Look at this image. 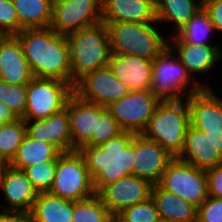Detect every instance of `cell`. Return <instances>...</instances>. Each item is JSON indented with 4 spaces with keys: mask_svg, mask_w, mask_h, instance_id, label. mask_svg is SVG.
<instances>
[{
    "mask_svg": "<svg viewBox=\"0 0 222 222\" xmlns=\"http://www.w3.org/2000/svg\"><path fill=\"white\" fill-rule=\"evenodd\" d=\"M22 29L47 28L52 18V0H12Z\"/></svg>",
    "mask_w": 222,
    "mask_h": 222,
    "instance_id": "83f0119b",
    "label": "cell"
},
{
    "mask_svg": "<svg viewBox=\"0 0 222 222\" xmlns=\"http://www.w3.org/2000/svg\"><path fill=\"white\" fill-rule=\"evenodd\" d=\"M114 217L95 194L81 201H73L72 222H113Z\"/></svg>",
    "mask_w": 222,
    "mask_h": 222,
    "instance_id": "f546056e",
    "label": "cell"
},
{
    "mask_svg": "<svg viewBox=\"0 0 222 222\" xmlns=\"http://www.w3.org/2000/svg\"><path fill=\"white\" fill-rule=\"evenodd\" d=\"M0 33L2 35L19 33V20L12 0H0Z\"/></svg>",
    "mask_w": 222,
    "mask_h": 222,
    "instance_id": "d590c367",
    "label": "cell"
},
{
    "mask_svg": "<svg viewBox=\"0 0 222 222\" xmlns=\"http://www.w3.org/2000/svg\"><path fill=\"white\" fill-rule=\"evenodd\" d=\"M56 165L57 158L53 161L35 164L24 170L38 193L49 192L55 178Z\"/></svg>",
    "mask_w": 222,
    "mask_h": 222,
    "instance_id": "836d02e7",
    "label": "cell"
},
{
    "mask_svg": "<svg viewBox=\"0 0 222 222\" xmlns=\"http://www.w3.org/2000/svg\"><path fill=\"white\" fill-rule=\"evenodd\" d=\"M66 38L69 44L73 87L85 74L108 65L111 50L105 23L82 28L68 34Z\"/></svg>",
    "mask_w": 222,
    "mask_h": 222,
    "instance_id": "3957f363",
    "label": "cell"
},
{
    "mask_svg": "<svg viewBox=\"0 0 222 222\" xmlns=\"http://www.w3.org/2000/svg\"><path fill=\"white\" fill-rule=\"evenodd\" d=\"M202 2V4L206 3L209 0H200Z\"/></svg>",
    "mask_w": 222,
    "mask_h": 222,
    "instance_id": "f6af8a7d",
    "label": "cell"
},
{
    "mask_svg": "<svg viewBox=\"0 0 222 222\" xmlns=\"http://www.w3.org/2000/svg\"><path fill=\"white\" fill-rule=\"evenodd\" d=\"M0 101L22 118L27 106V85H12L0 79Z\"/></svg>",
    "mask_w": 222,
    "mask_h": 222,
    "instance_id": "1f68e13d",
    "label": "cell"
},
{
    "mask_svg": "<svg viewBox=\"0 0 222 222\" xmlns=\"http://www.w3.org/2000/svg\"><path fill=\"white\" fill-rule=\"evenodd\" d=\"M73 91L86 101L108 107L126 96L130 90L112 74L107 65L85 74L74 84Z\"/></svg>",
    "mask_w": 222,
    "mask_h": 222,
    "instance_id": "7c38bea8",
    "label": "cell"
},
{
    "mask_svg": "<svg viewBox=\"0 0 222 222\" xmlns=\"http://www.w3.org/2000/svg\"><path fill=\"white\" fill-rule=\"evenodd\" d=\"M0 188L4 193L2 211L31 212L38 192L23 170L10 165L0 172ZM5 205V206H4Z\"/></svg>",
    "mask_w": 222,
    "mask_h": 222,
    "instance_id": "e0dca14e",
    "label": "cell"
},
{
    "mask_svg": "<svg viewBox=\"0 0 222 222\" xmlns=\"http://www.w3.org/2000/svg\"><path fill=\"white\" fill-rule=\"evenodd\" d=\"M157 23H171L176 34L202 7L200 0H155ZM176 31V32H175Z\"/></svg>",
    "mask_w": 222,
    "mask_h": 222,
    "instance_id": "d4e9b609",
    "label": "cell"
},
{
    "mask_svg": "<svg viewBox=\"0 0 222 222\" xmlns=\"http://www.w3.org/2000/svg\"><path fill=\"white\" fill-rule=\"evenodd\" d=\"M216 31L211 19L202 7L177 33L184 42L193 45H213L210 38ZM210 37V38H209Z\"/></svg>",
    "mask_w": 222,
    "mask_h": 222,
    "instance_id": "f1b7e54d",
    "label": "cell"
},
{
    "mask_svg": "<svg viewBox=\"0 0 222 222\" xmlns=\"http://www.w3.org/2000/svg\"><path fill=\"white\" fill-rule=\"evenodd\" d=\"M102 22V0H59L52 4L50 28L68 35Z\"/></svg>",
    "mask_w": 222,
    "mask_h": 222,
    "instance_id": "8fae6325",
    "label": "cell"
},
{
    "mask_svg": "<svg viewBox=\"0 0 222 222\" xmlns=\"http://www.w3.org/2000/svg\"><path fill=\"white\" fill-rule=\"evenodd\" d=\"M9 165V162L4 158V156L0 152V172Z\"/></svg>",
    "mask_w": 222,
    "mask_h": 222,
    "instance_id": "7bdbcfd3",
    "label": "cell"
},
{
    "mask_svg": "<svg viewBox=\"0 0 222 222\" xmlns=\"http://www.w3.org/2000/svg\"><path fill=\"white\" fill-rule=\"evenodd\" d=\"M215 31L222 32V0H209L203 4ZM222 34V33H221Z\"/></svg>",
    "mask_w": 222,
    "mask_h": 222,
    "instance_id": "f35d334b",
    "label": "cell"
},
{
    "mask_svg": "<svg viewBox=\"0 0 222 222\" xmlns=\"http://www.w3.org/2000/svg\"><path fill=\"white\" fill-rule=\"evenodd\" d=\"M176 158L203 170L222 163V155L215 149L211 138L191 123L187 128L183 149Z\"/></svg>",
    "mask_w": 222,
    "mask_h": 222,
    "instance_id": "7402d4cb",
    "label": "cell"
},
{
    "mask_svg": "<svg viewBox=\"0 0 222 222\" xmlns=\"http://www.w3.org/2000/svg\"><path fill=\"white\" fill-rule=\"evenodd\" d=\"M157 142L142 134L134 135V160L132 174L157 184L168 164L174 159Z\"/></svg>",
    "mask_w": 222,
    "mask_h": 222,
    "instance_id": "9a60e30c",
    "label": "cell"
},
{
    "mask_svg": "<svg viewBox=\"0 0 222 222\" xmlns=\"http://www.w3.org/2000/svg\"><path fill=\"white\" fill-rule=\"evenodd\" d=\"M26 135V123L22 118L0 125V152L10 162Z\"/></svg>",
    "mask_w": 222,
    "mask_h": 222,
    "instance_id": "4dcf8cb0",
    "label": "cell"
},
{
    "mask_svg": "<svg viewBox=\"0 0 222 222\" xmlns=\"http://www.w3.org/2000/svg\"><path fill=\"white\" fill-rule=\"evenodd\" d=\"M160 219V214L152 197L124 209L114 218L116 222H158Z\"/></svg>",
    "mask_w": 222,
    "mask_h": 222,
    "instance_id": "d6a6232c",
    "label": "cell"
},
{
    "mask_svg": "<svg viewBox=\"0 0 222 222\" xmlns=\"http://www.w3.org/2000/svg\"><path fill=\"white\" fill-rule=\"evenodd\" d=\"M34 75L16 35L0 38V79L12 85H27Z\"/></svg>",
    "mask_w": 222,
    "mask_h": 222,
    "instance_id": "ffe728a7",
    "label": "cell"
},
{
    "mask_svg": "<svg viewBox=\"0 0 222 222\" xmlns=\"http://www.w3.org/2000/svg\"><path fill=\"white\" fill-rule=\"evenodd\" d=\"M124 130L112 117L107 107L100 105V118H98L97 136H92V140L86 146H101L110 138L122 133Z\"/></svg>",
    "mask_w": 222,
    "mask_h": 222,
    "instance_id": "e575fe53",
    "label": "cell"
},
{
    "mask_svg": "<svg viewBox=\"0 0 222 222\" xmlns=\"http://www.w3.org/2000/svg\"><path fill=\"white\" fill-rule=\"evenodd\" d=\"M211 138L215 149L222 155V133H206Z\"/></svg>",
    "mask_w": 222,
    "mask_h": 222,
    "instance_id": "b9f144b4",
    "label": "cell"
},
{
    "mask_svg": "<svg viewBox=\"0 0 222 222\" xmlns=\"http://www.w3.org/2000/svg\"><path fill=\"white\" fill-rule=\"evenodd\" d=\"M34 77L71 84L69 44L66 35L52 28L22 29L16 34Z\"/></svg>",
    "mask_w": 222,
    "mask_h": 222,
    "instance_id": "6da1fadb",
    "label": "cell"
},
{
    "mask_svg": "<svg viewBox=\"0 0 222 222\" xmlns=\"http://www.w3.org/2000/svg\"><path fill=\"white\" fill-rule=\"evenodd\" d=\"M158 222H171V221H169V220H165V219H160Z\"/></svg>",
    "mask_w": 222,
    "mask_h": 222,
    "instance_id": "ee69618b",
    "label": "cell"
},
{
    "mask_svg": "<svg viewBox=\"0 0 222 222\" xmlns=\"http://www.w3.org/2000/svg\"><path fill=\"white\" fill-rule=\"evenodd\" d=\"M208 196L222 198V163L205 170Z\"/></svg>",
    "mask_w": 222,
    "mask_h": 222,
    "instance_id": "74e56055",
    "label": "cell"
},
{
    "mask_svg": "<svg viewBox=\"0 0 222 222\" xmlns=\"http://www.w3.org/2000/svg\"><path fill=\"white\" fill-rule=\"evenodd\" d=\"M0 222H34V220L30 212L0 210Z\"/></svg>",
    "mask_w": 222,
    "mask_h": 222,
    "instance_id": "ab89813d",
    "label": "cell"
},
{
    "mask_svg": "<svg viewBox=\"0 0 222 222\" xmlns=\"http://www.w3.org/2000/svg\"><path fill=\"white\" fill-rule=\"evenodd\" d=\"M152 61L129 54L111 53L108 67L117 79L127 85L130 91L150 90Z\"/></svg>",
    "mask_w": 222,
    "mask_h": 222,
    "instance_id": "d6986e66",
    "label": "cell"
},
{
    "mask_svg": "<svg viewBox=\"0 0 222 222\" xmlns=\"http://www.w3.org/2000/svg\"><path fill=\"white\" fill-rule=\"evenodd\" d=\"M49 193L70 201H81L96 194L86 162L78 150L57 157L56 172Z\"/></svg>",
    "mask_w": 222,
    "mask_h": 222,
    "instance_id": "52a82bcc",
    "label": "cell"
},
{
    "mask_svg": "<svg viewBox=\"0 0 222 222\" xmlns=\"http://www.w3.org/2000/svg\"><path fill=\"white\" fill-rule=\"evenodd\" d=\"M189 124L190 115L186 98L162 100L141 134L157 142L173 157H177L183 149Z\"/></svg>",
    "mask_w": 222,
    "mask_h": 222,
    "instance_id": "5b68a950",
    "label": "cell"
},
{
    "mask_svg": "<svg viewBox=\"0 0 222 222\" xmlns=\"http://www.w3.org/2000/svg\"><path fill=\"white\" fill-rule=\"evenodd\" d=\"M134 135L123 131L101 146H83L79 152L85 159L96 194L106 185L132 174Z\"/></svg>",
    "mask_w": 222,
    "mask_h": 222,
    "instance_id": "7a4b0ae2",
    "label": "cell"
},
{
    "mask_svg": "<svg viewBox=\"0 0 222 222\" xmlns=\"http://www.w3.org/2000/svg\"><path fill=\"white\" fill-rule=\"evenodd\" d=\"M65 107L69 115L72 151H79L92 140V136H97L100 105L86 101L73 92Z\"/></svg>",
    "mask_w": 222,
    "mask_h": 222,
    "instance_id": "2e32d148",
    "label": "cell"
},
{
    "mask_svg": "<svg viewBox=\"0 0 222 222\" xmlns=\"http://www.w3.org/2000/svg\"><path fill=\"white\" fill-rule=\"evenodd\" d=\"M61 153L55 145L34 140L26 134L9 164L15 169L24 171L35 164L53 161Z\"/></svg>",
    "mask_w": 222,
    "mask_h": 222,
    "instance_id": "4316f807",
    "label": "cell"
},
{
    "mask_svg": "<svg viewBox=\"0 0 222 222\" xmlns=\"http://www.w3.org/2000/svg\"><path fill=\"white\" fill-rule=\"evenodd\" d=\"M202 88L168 45L152 61L150 90L161 100L184 99Z\"/></svg>",
    "mask_w": 222,
    "mask_h": 222,
    "instance_id": "8992f818",
    "label": "cell"
},
{
    "mask_svg": "<svg viewBox=\"0 0 222 222\" xmlns=\"http://www.w3.org/2000/svg\"><path fill=\"white\" fill-rule=\"evenodd\" d=\"M212 88L189 95L190 123L205 133H222V98Z\"/></svg>",
    "mask_w": 222,
    "mask_h": 222,
    "instance_id": "ac0fdd59",
    "label": "cell"
},
{
    "mask_svg": "<svg viewBox=\"0 0 222 222\" xmlns=\"http://www.w3.org/2000/svg\"><path fill=\"white\" fill-rule=\"evenodd\" d=\"M73 86L58 79L34 77L27 84L24 121L41 120L60 111L73 93Z\"/></svg>",
    "mask_w": 222,
    "mask_h": 222,
    "instance_id": "ba28073f",
    "label": "cell"
},
{
    "mask_svg": "<svg viewBox=\"0 0 222 222\" xmlns=\"http://www.w3.org/2000/svg\"><path fill=\"white\" fill-rule=\"evenodd\" d=\"M153 184L133 174L104 186L97 195L115 218L124 209L151 197Z\"/></svg>",
    "mask_w": 222,
    "mask_h": 222,
    "instance_id": "4fadbf2b",
    "label": "cell"
},
{
    "mask_svg": "<svg viewBox=\"0 0 222 222\" xmlns=\"http://www.w3.org/2000/svg\"><path fill=\"white\" fill-rule=\"evenodd\" d=\"M151 197L160 217L171 222H197L198 207L154 184Z\"/></svg>",
    "mask_w": 222,
    "mask_h": 222,
    "instance_id": "cb8c5ba5",
    "label": "cell"
},
{
    "mask_svg": "<svg viewBox=\"0 0 222 222\" xmlns=\"http://www.w3.org/2000/svg\"><path fill=\"white\" fill-rule=\"evenodd\" d=\"M102 22H157L155 0H102Z\"/></svg>",
    "mask_w": 222,
    "mask_h": 222,
    "instance_id": "603a6c76",
    "label": "cell"
},
{
    "mask_svg": "<svg viewBox=\"0 0 222 222\" xmlns=\"http://www.w3.org/2000/svg\"><path fill=\"white\" fill-rule=\"evenodd\" d=\"M168 46L186 67L187 72L203 88H213L203 81L196 79L198 74H207L214 70L216 64L222 60V47L214 45H193L184 43L176 34L168 36ZM219 61V62H218ZM197 74V75H196ZM203 82V83H202Z\"/></svg>",
    "mask_w": 222,
    "mask_h": 222,
    "instance_id": "5bb4252c",
    "label": "cell"
},
{
    "mask_svg": "<svg viewBox=\"0 0 222 222\" xmlns=\"http://www.w3.org/2000/svg\"><path fill=\"white\" fill-rule=\"evenodd\" d=\"M26 134L44 143L55 145L61 152L72 151L71 132L67 108L41 120L25 121Z\"/></svg>",
    "mask_w": 222,
    "mask_h": 222,
    "instance_id": "44dd1931",
    "label": "cell"
},
{
    "mask_svg": "<svg viewBox=\"0 0 222 222\" xmlns=\"http://www.w3.org/2000/svg\"><path fill=\"white\" fill-rule=\"evenodd\" d=\"M105 24L111 53L129 54L154 60L168 45V35H163L164 33L159 29L160 25L157 22Z\"/></svg>",
    "mask_w": 222,
    "mask_h": 222,
    "instance_id": "277c9868",
    "label": "cell"
},
{
    "mask_svg": "<svg viewBox=\"0 0 222 222\" xmlns=\"http://www.w3.org/2000/svg\"><path fill=\"white\" fill-rule=\"evenodd\" d=\"M161 101L149 89L129 91L126 96L107 108L124 131L141 134Z\"/></svg>",
    "mask_w": 222,
    "mask_h": 222,
    "instance_id": "30bf717a",
    "label": "cell"
},
{
    "mask_svg": "<svg viewBox=\"0 0 222 222\" xmlns=\"http://www.w3.org/2000/svg\"><path fill=\"white\" fill-rule=\"evenodd\" d=\"M73 201L49 192L38 193L31 210L34 222H72Z\"/></svg>",
    "mask_w": 222,
    "mask_h": 222,
    "instance_id": "484cf974",
    "label": "cell"
},
{
    "mask_svg": "<svg viewBox=\"0 0 222 222\" xmlns=\"http://www.w3.org/2000/svg\"><path fill=\"white\" fill-rule=\"evenodd\" d=\"M157 184L197 207L208 197L205 170L182 162L176 157L168 164Z\"/></svg>",
    "mask_w": 222,
    "mask_h": 222,
    "instance_id": "9c48e42d",
    "label": "cell"
},
{
    "mask_svg": "<svg viewBox=\"0 0 222 222\" xmlns=\"http://www.w3.org/2000/svg\"><path fill=\"white\" fill-rule=\"evenodd\" d=\"M197 222H222V198L208 196L198 206Z\"/></svg>",
    "mask_w": 222,
    "mask_h": 222,
    "instance_id": "8d00e7d4",
    "label": "cell"
},
{
    "mask_svg": "<svg viewBox=\"0 0 222 222\" xmlns=\"http://www.w3.org/2000/svg\"><path fill=\"white\" fill-rule=\"evenodd\" d=\"M18 119L12 111L0 101V125L9 124Z\"/></svg>",
    "mask_w": 222,
    "mask_h": 222,
    "instance_id": "60d3db41",
    "label": "cell"
}]
</instances>
